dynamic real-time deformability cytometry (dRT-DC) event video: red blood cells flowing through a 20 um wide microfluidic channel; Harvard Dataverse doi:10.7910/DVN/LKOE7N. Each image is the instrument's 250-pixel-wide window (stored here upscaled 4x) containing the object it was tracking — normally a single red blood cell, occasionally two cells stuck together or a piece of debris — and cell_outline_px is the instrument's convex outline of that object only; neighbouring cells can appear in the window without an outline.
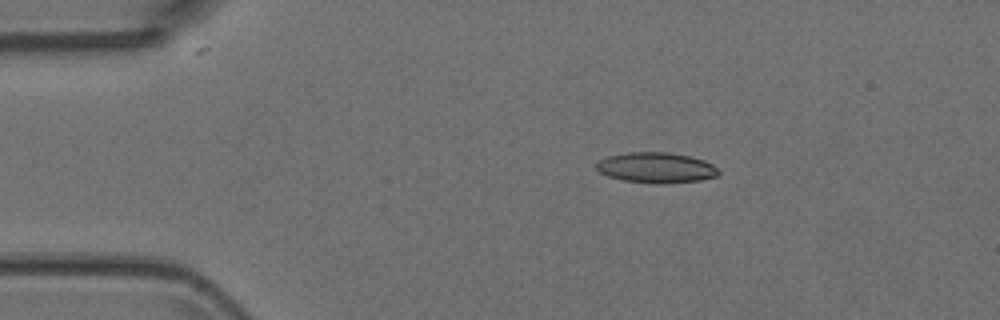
{"species": "Egyptian fruit bat (a non-hibernating species)", "species_latin": "Rousettus aegyptiacus", "temperature_condition": "room temperature", "stored_images_in_passage": 5, "camera_frame_rate_fps": 3000, "um_per_image_px": 0.085, "animal": {"sex": "female"}, "frame": {"image": 1, "passage_image": 3, "time_ms": 0.667, "image_size_px": [1000, 320], "cell_outline_px": [[720, 172], [716, 176], [700, 180], [660, 184], [656, 184], [624, 180], [608, 176], [600, 172], [596, 168], [596, 164], [600, 160], [608, 156], [628, 152], [668, 152], [688, 156], [704, 160], [712, 164]], "centroid_in_image_um": [55.77, 14.25], "position_along_channel_um": 29.2, "area_um2": 21.56}}
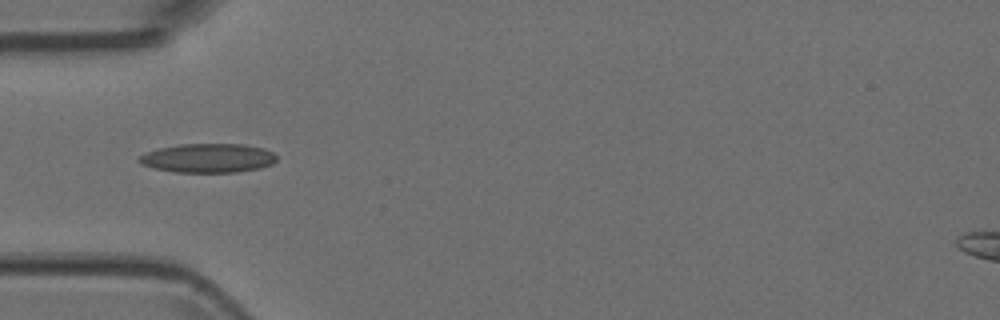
{"frame": {"image": 2, "passage_image": 5, "time_ms": 1.333, "image_size_px": [1000, 320], "cell_outline_px": [[276, 160], [272, 164], [260, 168], [236, 172], [172, 172], [152, 168], [140, 164], [136, 160], [136, 156], [144, 152], [160, 148], [180, 144], [244, 144], [264, 148], [272, 152], [276, 156]], "centroid_in_image_um": [17.62, 13.44], "position_along_channel_um": 67.4, "area_um2": 23.58}}